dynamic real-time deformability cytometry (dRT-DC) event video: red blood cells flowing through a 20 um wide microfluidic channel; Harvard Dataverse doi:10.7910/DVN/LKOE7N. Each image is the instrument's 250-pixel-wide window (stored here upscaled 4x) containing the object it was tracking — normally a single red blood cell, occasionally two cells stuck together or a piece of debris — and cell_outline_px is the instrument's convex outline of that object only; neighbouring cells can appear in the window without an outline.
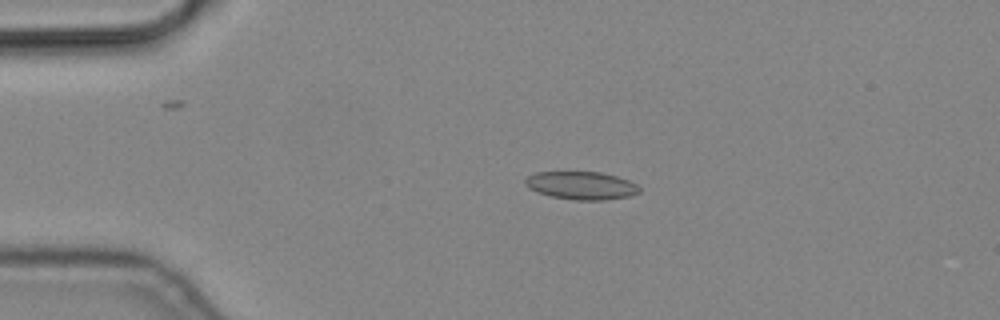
{"species": "common noctule bat (a hibernating species)", "species_latin": "Nyctalus noctula", "temperature_condition": "cold", "stored_images_in_passage": 5, "camera_frame_rate_fps": 3000, "um_per_image_px": 0.085, "animal": {"sex": "male", "body_mass_g": 19.2, "forearm_length_mm": 51.8}, "frame": {"image": 1, "passage_image": 4, "time_ms": 1.0, "image_size_px": [1000, 320], "cell_outline_px": [[640, 192], [632, 196], [604, 200], [576, 200], [552, 196], [536, 192], [528, 188], [524, 184], [524, 180], [528, 176], [536, 172], [600, 172], [616, 176], [628, 180], [636, 184], [640, 188]], "centroid_in_image_um": [49.41, 15.77], "position_along_channel_um": 35.6, "area_um2": 18.67}}